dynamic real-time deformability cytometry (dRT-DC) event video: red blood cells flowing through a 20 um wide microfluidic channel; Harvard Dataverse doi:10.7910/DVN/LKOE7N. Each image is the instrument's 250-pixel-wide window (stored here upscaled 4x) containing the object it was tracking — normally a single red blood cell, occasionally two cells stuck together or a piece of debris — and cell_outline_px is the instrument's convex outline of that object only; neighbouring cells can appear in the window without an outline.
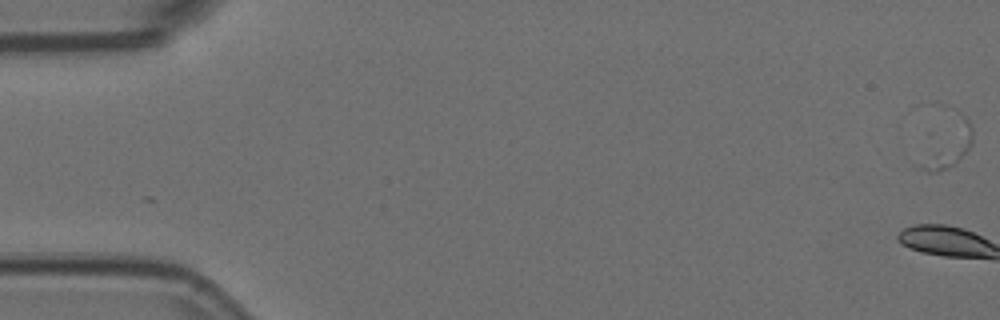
{"species": "Egyptian fruit bat (a non-hibernating species)", "species_latin": "Rousettus aegyptiacus", "temperature_condition": "room temperature", "stored_images_in_passage": 15, "camera_frame_rate_fps": 3000, "um_per_image_px": 0.085, "animal": {"sex": "female"}, "frame": {"image": 1, "passage_image": 1, "time_ms": 0.0, "image_size_px": [1000, 320], "cell_outline_px": [[972, 144], [948, 168], [936, 172], [928, 172], [920, 164], [960, 112], [968, 120], [972, 128]], "centroid_in_image_um": [80.72, 12.38], "position_along_channel_um": 4.3, "area_um2": 11.27}}